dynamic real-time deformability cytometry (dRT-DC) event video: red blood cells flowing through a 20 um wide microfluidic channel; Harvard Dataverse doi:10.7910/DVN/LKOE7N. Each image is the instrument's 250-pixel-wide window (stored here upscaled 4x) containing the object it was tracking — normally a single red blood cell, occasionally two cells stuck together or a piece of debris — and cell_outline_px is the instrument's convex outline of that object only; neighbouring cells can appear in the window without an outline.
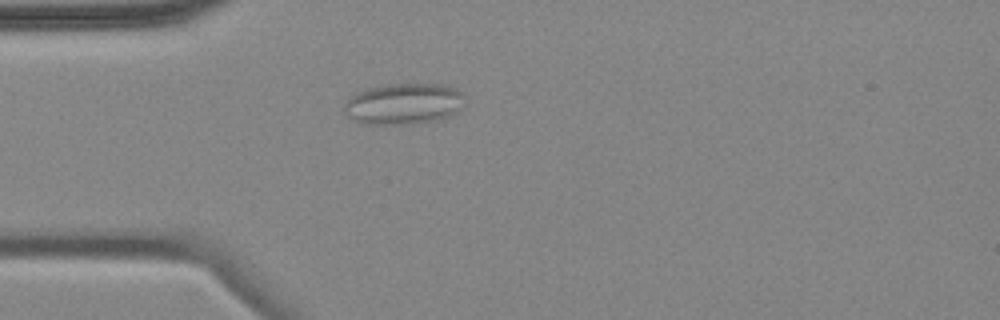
{"species": "common noctule bat (a hibernating species)", "species_latin": "Nyctalus noctula", "temperature_condition": "cold", "stored_images_in_passage": 4, "camera_frame_rate_fps": 3000, "um_per_image_px": 0.085, "animal": {"sex": "female", "body_mass_g": 18.4}, "frame": {"image": 1, "passage_image": 4, "time_ms": 4.667, "image_size_px": [1000, 320], "cell_outline_px": [[464, 96], [460, 108], [456, 112], [448, 116], [432, 120], [412, 124], [372, 124], [352, 120], [340, 112], [344, 104], [356, 92], [368, 88], [388, 84], [440, 84], [456, 88]], "centroid_in_image_um": [34.24, 8.82], "position_along_channel_um": 50.8, "area_um2": 28.84}}